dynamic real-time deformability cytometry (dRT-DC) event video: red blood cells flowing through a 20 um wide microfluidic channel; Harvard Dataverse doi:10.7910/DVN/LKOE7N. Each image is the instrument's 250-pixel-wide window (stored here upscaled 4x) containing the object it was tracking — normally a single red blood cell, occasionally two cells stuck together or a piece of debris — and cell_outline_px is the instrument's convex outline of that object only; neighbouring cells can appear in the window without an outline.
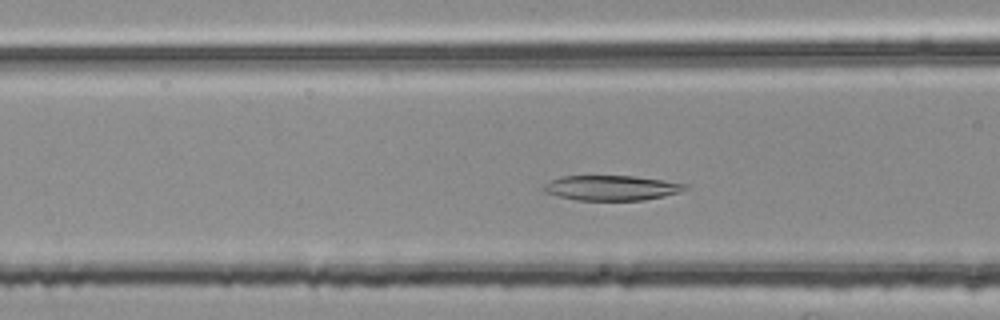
{"species": "common noctule bat (a hibernating species)", "species_latin": "Nyctalus noctula", "temperature_condition": "room temperature", "stored_images_in_passage": 45, "camera_frame_rate_fps": 3000, "um_per_image_px": 0.085, "animal": {"sex": "female", "body_mass_g": 25.1}, "frame": {"image": 1, "passage_image": 16, "time_ms": 5.0, "image_size_px": [1000, 320], "cell_outline_px": [[688, 188], [680, 192], [664, 196], [644, 200], [576, 200], [544, 192], [544, 184], [560, 176], [636, 176], [688, 184]], "centroid_in_image_um": [52.01, 15.97], "position_along_channel_um": 114.6, "area_um2": 20.52}}
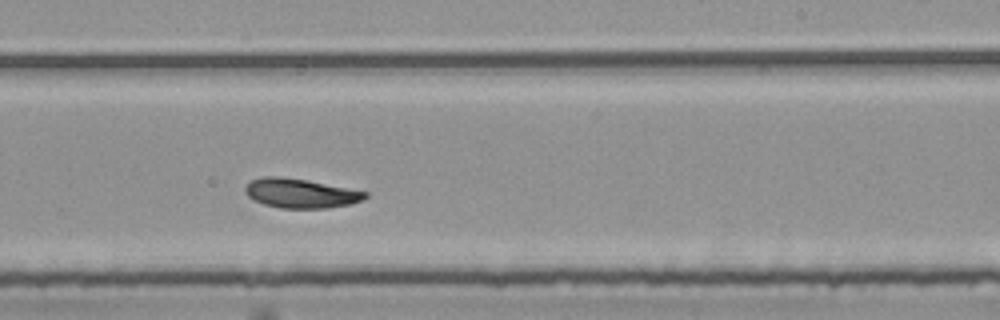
{"frame": {"image": 2, "passage_image": 28, "time_ms": 9.0, "image_size_px": [1000, 320], "cell_outline_px": [[368, 196], [364, 200], [352, 204], [328, 208], [280, 208], [264, 204], [248, 196], [244, 192], [244, 188], [252, 180], [264, 176], [276, 176], [308, 180], [368, 192]], "centroid_in_image_um": [25.58, 16.43], "position_along_channel_um": 263.4, "area_um2": 20.52}}
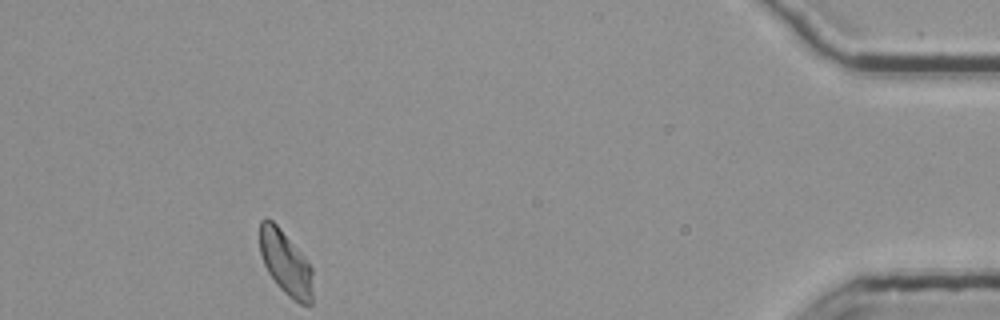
{"frame": {"image": 3, "passage_image": 45, "time_ms": 14.667, "image_size_px": [1000, 320], "cell_outline_px": [[312, 304], [300, 304], [292, 300], [276, 284], [268, 272], [264, 264], [260, 252], [260, 220], [272, 220], [276, 224], [308, 260], [312, 268]], "centroid_in_image_um": [24.29, 22.38], "position_along_channel_um": 410.9, "area_um2": 19.77}, "authors_computed_cell_mechanics": {"area_um2": 20.5768, "velocity_mm_per_s": 3.7225, "shape_relaxation_time_tau1_ms": 6.8931, "shape_relaxation_time_tau2_ms": 3.4077, "deformation_change_tau1": 0.1418, "deformation_change_tau2": 0.0692}}